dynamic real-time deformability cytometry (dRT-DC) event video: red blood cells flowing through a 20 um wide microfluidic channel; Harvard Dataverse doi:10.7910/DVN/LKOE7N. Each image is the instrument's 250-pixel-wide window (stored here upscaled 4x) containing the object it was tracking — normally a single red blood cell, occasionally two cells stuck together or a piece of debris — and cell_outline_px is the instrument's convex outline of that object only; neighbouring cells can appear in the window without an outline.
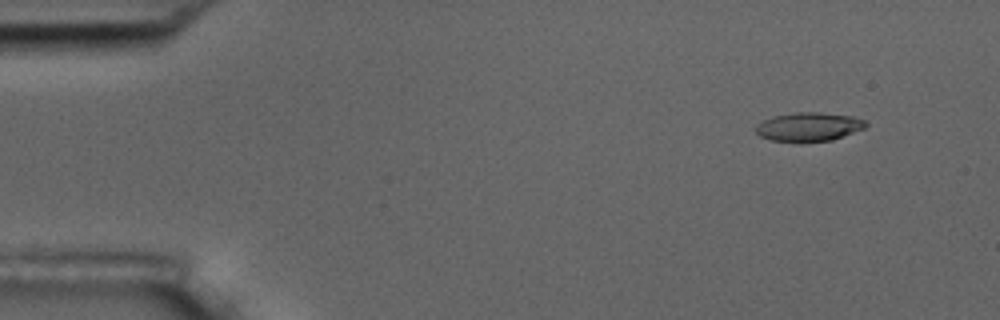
{"species": "common noctule bat (a hibernating species)", "species_latin": "Nyctalus noctula", "temperature_condition": "room temperature", "stored_images_in_passage": 5, "camera_frame_rate_fps": 3000, "um_per_image_px": 0.085, "animal": {"sex": "male", "body_mass_g": 17.5, "forearm_length_mm": 52.3}, "frame": {"image": 1, "passage_image": 2, "time_ms": 1.333, "image_size_px": [1000, 320], "cell_outline_px": [[868, 124], [864, 128], [832, 140], [772, 140], [760, 136], [756, 132], [756, 124], [772, 116], [792, 112], [820, 112], [852, 116], [864, 120]], "centroid_in_image_um": [68.74, 10.74], "position_along_channel_um": 16.3, "area_um2": 18.03}}
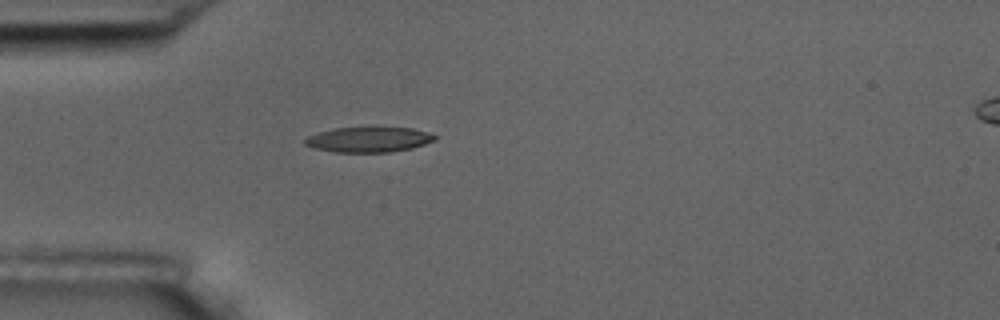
{"frame": {"image": 2, "passage_image": 5, "time_ms": 5.0, "image_size_px": [1000, 320], "cell_outline_px": [[436, 140], [412, 148], [388, 152], [336, 152], [312, 148], [304, 144], [304, 140], [308, 136], [332, 128], [372, 124], [412, 128], [436, 136]], "centroid_in_image_um": [31.31, 11.81], "position_along_channel_um": 53.7, "area_um2": 19.94}}